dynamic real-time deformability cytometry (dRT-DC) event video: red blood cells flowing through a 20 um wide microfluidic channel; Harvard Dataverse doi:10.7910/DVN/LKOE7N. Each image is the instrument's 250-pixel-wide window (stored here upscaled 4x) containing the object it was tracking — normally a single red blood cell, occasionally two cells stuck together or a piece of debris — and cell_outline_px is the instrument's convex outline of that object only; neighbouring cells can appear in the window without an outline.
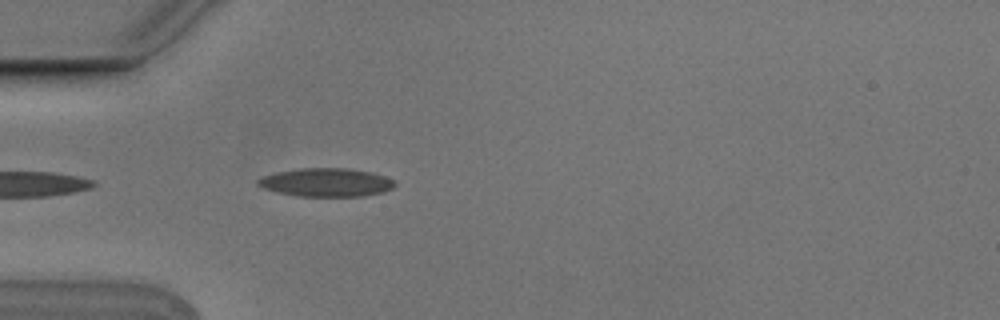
{"species": "Egyptian fruit bat (a non-hibernating species)", "species_latin": "Rousettus aegyptiacus", "temperature_condition": "cold", "stored_images_in_passage": 2, "camera_frame_rate_fps": 3000, "um_per_image_px": 0.085, "animal": {"sex": "male"}, "frame": {"image": 1, "passage_image": 2, "time_ms": 0.333, "image_size_px": [1000, 320], "cell_outline_px": [[396, 184], [392, 188], [384, 192], [364, 196], [296, 196], [276, 192], [264, 188], [256, 184], [256, 180], [260, 176], [276, 172], [300, 168], [344, 168], [368, 172], [384, 176], [396, 180]], "centroid_in_image_um": [27.7, 15.51], "position_along_channel_um": 57.3, "area_um2": 22.77}}